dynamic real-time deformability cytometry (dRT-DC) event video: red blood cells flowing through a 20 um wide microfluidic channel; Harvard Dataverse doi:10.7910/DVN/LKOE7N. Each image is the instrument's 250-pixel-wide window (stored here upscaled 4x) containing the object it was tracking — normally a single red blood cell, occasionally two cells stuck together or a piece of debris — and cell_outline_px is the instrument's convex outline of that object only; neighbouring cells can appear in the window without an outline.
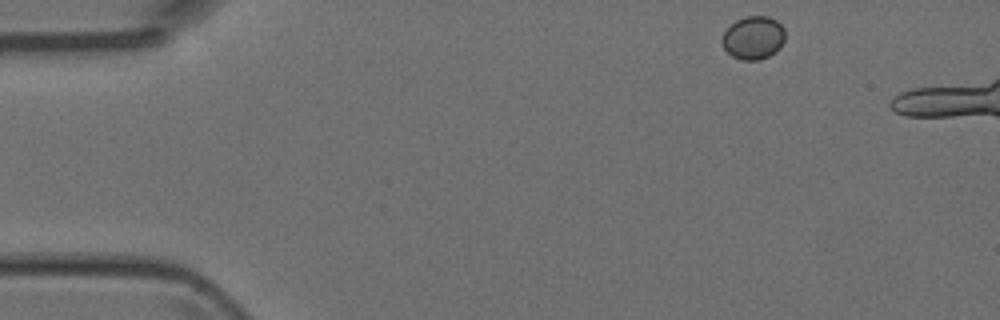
{"species": "Egyptian fruit bat (a non-hibernating species)", "species_latin": "Rousettus aegyptiacus", "temperature_condition": "room temperature", "stored_images_in_passage": 4, "camera_frame_rate_fps": 3000, "um_per_image_px": 0.085, "animal": {"sex": "female"}, "frame": {"image": 1, "passage_image": 1, "time_ms": 0.0, "image_size_px": [1000, 320], "cell_outline_px": [[784, 40], [780, 48], [776, 52], [768, 56], [756, 60], [740, 60], [732, 56], [724, 48], [720, 40], [724, 32], [736, 20], [744, 16], [768, 16], [776, 20], [784, 28]], "centroid_in_image_um": [64.03, 3.21], "position_along_channel_um": 21.0, "area_um2": 15.9}}